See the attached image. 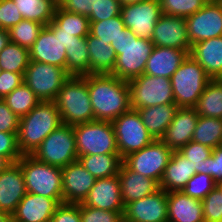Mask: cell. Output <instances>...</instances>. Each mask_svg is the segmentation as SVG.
Returning <instances> with one entry per match:
<instances>
[{"instance_id":"cell-23","label":"cell","mask_w":222,"mask_h":222,"mask_svg":"<svg viewBox=\"0 0 222 222\" xmlns=\"http://www.w3.org/2000/svg\"><path fill=\"white\" fill-rule=\"evenodd\" d=\"M118 177L124 206L160 189V184L156 180L132 171L124 163L121 164Z\"/></svg>"},{"instance_id":"cell-53","label":"cell","mask_w":222,"mask_h":222,"mask_svg":"<svg viewBox=\"0 0 222 222\" xmlns=\"http://www.w3.org/2000/svg\"><path fill=\"white\" fill-rule=\"evenodd\" d=\"M53 33L54 35H58V37L63 43V46H65V49H67L73 41L78 40V37L72 36L71 33L67 32H53Z\"/></svg>"},{"instance_id":"cell-19","label":"cell","mask_w":222,"mask_h":222,"mask_svg":"<svg viewBox=\"0 0 222 222\" xmlns=\"http://www.w3.org/2000/svg\"><path fill=\"white\" fill-rule=\"evenodd\" d=\"M83 204L97 209L124 212L118 175L96 179Z\"/></svg>"},{"instance_id":"cell-2","label":"cell","mask_w":222,"mask_h":222,"mask_svg":"<svg viewBox=\"0 0 222 222\" xmlns=\"http://www.w3.org/2000/svg\"><path fill=\"white\" fill-rule=\"evenodd\" d=\"M61 117L54 101H40L20 118L17 144L22 155H31L42 141L60 125Z\"/></svg>"},{"instance_id":"cell-52","label":"cell","mask_w":222,"mask_h":222,"mask_svg":"<svg viewBox=\"0 0 222 222\" xmlns=\"http://www.w3.org/2000/svg\"><path fill=\"white\" fill-rule=\"evenodd\" d=\"M205 174L217 183L222 181V145L213 149L212 155L206 158Z\"/></svg>"},{"instance_id":"cell-26","label":"cell","mask_w":222,"mask_h":222,"mask_svg":"<svg viewBox=\"0 0 222 222\" xmlns=\"http://www.w3.org/2000/svg\"><path fill=\"white\" fill-rule=\"evenodd\" d=\"M168 222H204L202 202L182 191L167 192Z\"/></svg>"},{"instance_id":"cell-30","label":"cell","mask_w":222,"mask_h":222,"mask_svg":"<svg viewBox=\"0 0 222 222\" xmlns=\"http://www.w3.org/2000/svg\"><path fill=\"white\" fill-rule=\"evenodd\" d=\"M47 27L52 32H67L75 37H87L90 33V21L87 16L67 12L59 6Z\"/></svg>"},{"instance_id":"cell-46","label":"cell","mask_w":222,"mask_h":222,"mask_svg":"<svg viewBox=\"0 0 222 222\" xmlns=\"http://www.w3.org/2000/svg\"><path fill=\"white\" fill-rule=\"evenodd\" d=\"M23 20L13 0H0V25L9 30Z\"/></svg>"},{"instance_id":"cell-5","label":"cell","mask_w":222,"mask_h":222,"mask_svg":"<svg viewBox=\"0 0 222 222\" xmlns=\"http://www.w3.org/2000/svg\"><path fill=\"white\" fill-rule=\"evenodd\" d=\"M17 163L21 166L28 193L53 198L58 204L63 203L60 167L42 163L31 155H22Z\"/></svg>"},{"instance_id":"cell-3","label":"cell","mask_w":222,"mask_h":222,"mask_svg":"<svg viewBox=\"0 0 222 222\" xmlns=\"http://www.w3.org/2000/svg\"><path fill=\"white\" fill-rule=\"evenodd\" d=\"M110 45L117 55L111 75L129 81L144 74L146 62L154 48L151 40L139 38L131 30L125 28L116 41Z\"/></svg>"},{"instance_id":"cell-15","label":"cell","mask_w":222,"mask_h":222,"mask_svg":"<svg viewBox=\"0 0 222 222\" xmlns=\"http://www.w3.org/2000/svg\"><path fill=\"white\" fill-rule=\"evenodd\" d=\"M167 192L161 188L153 194L124 206V222H168Z\"/></svg>"},{"instance_id":"cell-49","label":"cell","mask_w":222,"mask_h":222,"mask_svg":"<svg viewBox=\"0 0 222 222\" xmlns=\"http://www.w3.org/2000/svg\"><path fill=\"white\" fill-rule=\"evenodd\" d=\"M97 0H58V6L67 12L88 16L95 12Z\"/></svg>"},{"instance_id":"cell-11","label":"cell","mask_w":222,"mask_h":222,"mask_svg":"<svg viewBox=\"0 0 222 222\" xmlns=\"http://www.w3.org/2000/svg\"><path fill=\"white\" fill-rule=\"evenodd\" d=\"M70 77L64 68L29 61L24 83L41 101H54L64 82Z\"/></svg>"},{"instance_id":"cell-35","label":"cell","mask_w":222,"mask_h":222,"mask_svg":"<svg viewBox=\"0 0 222 222\" xmlns=\"http://www.w3.org/2000/svg\"><path fill=\"white\" fill-rule=\"evenodd\" d=\"M193 142L216 149L222 145V119L200 116L192 138Z\"/></svg>"},{"instance_id":"cell-33","label":"cell","mask_w":222,"mask_h":222,"mask_svg":"<svg viewBox=\"0 0 222 222\" xmlns=\"http://www.w3.org/2000/svg\"><path fill=\"white\" fill-rule=\"evenodd\" d=\"M194 109L200 116L222 119V79H211Z\"/></svg>"},{"instance_id":"cell-42","label":"cell","mask_w":222,"mask_h":222,"mask_svg":"<svg viewBox=\"0 0 222 222\" xmlns=\"http://www.w3.org/2000/svg\"><path fill=\"white\" fill-rule=\"evenodd\" d=\"M217 185V182L205 173H196L181 190L191 198L203 200Z\"/></svg>"},{"instance_id":"cell-18","label":"cell","mask_w":222,"mask_h":222,"mask_svg":"<svg viewBox=\"0 0 222 222\" xmlns=\"http://www.w3.org/2000/svg\"><path fill=\"white\" fill-rule=\"evenodd\" d=\"M199 114L194 108H178L174 119L160 139L173 151L192 141Z\"/></svg>"},{"instance_id":"cell-48","label":"cell","mask_w":222,"mask_h":222,"mask_svg":"<svg viewBox=\"0 0 222 222\" xmlns=\"http://www.w3.org/2000/svg\"><path fill=\"white\" fill-rule=\"evenodd\" d=\"M50 222H81L80 204H59Z\"/></svg>"},{"instance_id":"cell-7","label":"cell","mask_w":222,"mask_h":222,"mask_svg":"<svg viewBox=\"0 0 222 222\" xmlns=\"http://www.w3.org/2000/svg\"><path fill=\"white\" fill-rule=\"evenodd\" d=\"M36 160L60 168L78 160L72 125L61 124L31 154Z\"/></svg>"},{"instance_id":"cell-44","label":"cell","mask_w":222,"mask_h":222,"mask_svg":"<svg viewBox=\"0 0 222 222\" xmlns=\"http://www.w3.org/2000/svg\"><path fill=\"white\" fill-rule=\"evenodd\" d=\"M123 213L97 209L80 203L81 222H124Z\"/></svg>"},{"instance_id":"cell-56","label":"cell","mask_w":222,"mask_h":222,"mask_svg":"<svg viewBox=\"0 0 222 222\" xmlns=\"http://www.w3.org/2000/svg\"><path fill=\"white\" fill-rule=\"evenodd\" d=\"M0 222H12V215L9 213L0 211Z\"/></svg>"},{"instance_id":"cell-41","label":"cell","mask_w":222,"mask_h":222,"mask_svg":"<svg viewBox=\"0 0 222 222\" xmlns=\"http://www.w3.org/2000/svg\"><path fill=\"white\" fill-rule=\"evenodd\" d=\"M179 152L190 160L196 173H205L206 158L212 155L213 149L207 145L190 141Z\"/></svg>"},{"instance_id":"cell-12","label":"cell","mask_w":222,"mask_h":222,"mask_svg":"<svg viewBox=\"0 0 222 222\" xmlns=\"http://www.w3.org/2000/svg\"><path fill=\"white\" fill-rule=\"evenodd\" d=\"M172 153L173 150L160 139H154L148 146L125 157L123 163L132 171L160 183Z\"/></svg>"},{"instance_id":"cell-36","label":"cell","mask_w":222,"mask_h":222,"mask_svg":"<svg viewBox=\"0 0 222 222\" xmlns=\"http://www.w3.org/2000/svg\"><path fill=\"white\" fill-rule=\"evenodd\" d=\"M29 61V49L13 42L0 52V67L4 71L25 74Z\"/></svg>"},{"instance_id":"cell-28","label":"cell","mask_w":222,"mask_h":222,"mask_svg":"<svg viewBox=\"0 0 222 222\" xmlns=\"http://www.w3.org/2000/svg\"><path fill=\"white\" fill-rule=\"evenodd\" d=\"M178 110L175 103L138 109L143 124L154 139H161Z\"/></svg>"},{"instance_id":"cell-55","label":"cell","mask_w":222,"mask_h":222,"mask_svg":"<svg viewBox=\"0 0 222 222\" xmlns=\"http://www.w3.org/2000/svg\"><path fill=\"white\" fill-rule=\"evenodd\" d=\"M11 164L12 162L7 157L0 155V173L6 170Z\"/></svg>"},{"instance_id":"cell-29","label":"cell","mask_w":222,"mask_h":222,"mask_svg":"<svg viewBox=\"0 0 222 222\" xmlns=\"http://www.w3.org/2000/svg\"><path fill=\"white\" fill-rule=\"evenodd\" d=\"M90 57V74H111L115 68L117 55L110 44L92 36L86 37Z\"/></svg>"},{"instance_id":"cell-8","label":"cell","mask_w":222,"mask_h":222,"mask_svg":"<svg viewBox=\"0 0 222 222\" xmlns=\"http://www.w3.org/2000/svg\"><path fill=\"white\" fill-rule=\"evenodd\" d=\"M79 156L119 154L111 121L94 120L73 125Z\"/></svg>"},{"instance_id":"cell-6","label":"cell","mask_w":222,"mask_h":222,"mask_svg":"<svg viewBox=\"0 0 222 222\" xmlns=\"http://www.w3.org/2000/svg\"><path fill=\"white\" fill-rule=\"evenodd\" d=\"M170 80L177 107L194 108L211 78L204 68L188 55Z\"/></svg>"},{"instance_id":"cell-27","label":"cell","mask_w":222,"mask_h":222,"mask_svg":"<svg viewBox=\"0 0 222 222\" xmlns=\"http://www.w3.org/2000/svg\"><path fill=\"white\" fill-rule=\"evenodd\" d=\"M196 174L195 168L179 151H173L160 181V188L166 192L181 191Z\"/></svg>"},{"instance_id":"cell-45","label":"cell","mask_w":222,"mask_h":222,"mask_svg":"<svg viewBox=\"0 0 222 222\" xmlns=\"http://www.w3.org/2000/svg\"><path fill=\"white\" fill-rule=\"evenodd\" d=\"M121 8L120 0H97L95 12H91L87 17L90 22L108 20L119 16Z\"/></svg>"},{"instance_id":"cell-20","label":"cell","mask_w":222,"mask_h":222,"mask_svg":"<svg viewBox=\"0 0 222 222\" xmlns=\"http://www.w3.org/2000/svg\"><path fill=\"white\" fill-rule=\"evenodd\" d=\"M26 193L21 166L12 163L0 173V211L12 215Z\"/></svg>"},{"instance_id":"cell-58","label":"cell","mask_w":222,"mask_h":222,"mask_svg":"<svg viewBox=\"0 0 222 222\" xmlns=\"http://www.w3.org/2000/svg\"><path fill=\"white\" fill-rule=\"evenodd\" d=\"M216 187L219 189V191L222 193V181L218 182Z\"/></svg>"},{"instance_id":"cell-4","label":"cell","mask_w":222,"mask_h":222,"mask_svg":"<svg viewBox=\"0 0 222 222\" xmlns=\"http://www.w3.org/2000/svg\"><path fill=\"white\" fill-rule=\"evenodd\" d=\"M54 102L62 124L73 126L94 121L86 75L70 76L58 91Z\"/></svg>"},{"instance_id":"cell-17","label":"cell","mask_w":222,"mask_h":222,"mask_svg":"<svg viewBox=\"0 0 222 222\" xmlns=\"http://www.w3.org/2000/svg\"><path fill=\"white\" fill-rule=\"evenodd\" d=\"M151 42L154 46L191 50L185 18L162 14L155 24Z\"/></svg>"},{"instance_id":"cell-22","label":"cell","mask_w":222,"mask_h":222,"mask_svg":"<svg viewBox=\"0 0 222 222\" xmlns=\"http://www.w3.org/2000/svg\"><path fill=\"white\" fill-rule=\"evenodd\" d=\"M58 205L53 198L27 192L12 214V222H50Z\"/></svg>"},{"instance_id":"cell-39","label":"cell","mask_w":222,"mask_h":222,"mask_svg":"<svg viewBox=\"0 0 222 222\" xmlns=\"http://www.w3.org/2000/svg\"><path fill=\"white\" fill-rule=\"evenodd\" d=\"M125 28L121 14L108 20L90 22V34L105 44L115 42Z\"/></svg>"},{"instance_id":"cell-43","label":"cell","mask_w":222,"mask_h":222,"mask_svg":"<svg viewBox=\"0 0 222 222\" xmlns=\"http://www.w3.org/2000/svg\"><path fill=\"white\" fill-rule=\"evenodd\" d=\"M204 222H220L222 220V193L217 187L201 200Z\"/></svg>"},{"instance_id":"cell-10","label":"cell","mask_w":222,"mask_h":222,"mask_svg":"<svg viewBox=\"0 0 222 222\" xmlns=\"http://www.w3.org/2000/svg\"><path fill=\"white\" fill-rule=\"evenodd\" d=\"M118 153L122 159L148 146L154 138L143 124L138 110L130 109L112 121Z\"/></svg>"},{"instance_id":"cell-21","label":"cell","mask_w":222,"mask_h":222,"mask_svg":"<svg viewBox=\"0 0 222 222\" xmlns=\"http://www.w3.org/2000/svg\"><path fill=\"white\" fill-rule=\"evenodd\" d=\"M30 61L42 62L66 70V49L58 35L44 26L35 43L29 48Z\"/></svg>"},{"instance_id":"cell-9","label":"cell","mask_w":222,"mask_h":222,"mask_svg":"<svg viewBox=\"0 0 222 222\" xmlns=\"http://www.w3.org/2000/svg\"><path fill=\"white\" fill-rule=\"evenodd\" d=\"M133 110L175 103L170 78L142 74L128 81Z\"/></svg>"},{"instance_id":"cell-57","label":"cell","mask_w":222,"mask_h":222,"mask_svg":"<svg viewBox=\"0 0 222 222\" xmlns=\"http://www.w3.org/2000/svg\"><path fill=\"white\" fill-rule=\"evenodd\" d=\"M141 1H145V0H120L122 6L126 4L139 3Z\"/></svg>"},{"instance_id":"cell-54","label":"cell","mask_w":222,"mask_h":222,"mask_svg":"<svg viewBox=\"0 0 222 222\" xmlns=\"http://www.w3.org/2000/svg\"><path fill=\"white\" fill-rule=\"evenodd\" d=\"M10 42L8 30L0 29V52Z\"/></svg>"},{"instance_id":"cell-25","label":"cell","mask_w":222,"mask_h":222,"mask_svg":"<svg viewBox=\"0 0 222 222\" xmlns=\"http://www.w3.org/2000/svg\"><path fill=\"white\" fill-rule=\"evenodd\" d=\"M189 55L211 79H222V36L195 43Z\"/></svg>"},{"instance_id":"cell-47","label":"cell","mask_w":222,"mask_h":222,"mask_svg":"<svg viewBox=\"0 0 222 222\" xmlns=\"http://www.w3.org/2000/svg\"><path fill=\"white\" fill-rule=\"evenodd\" d=\"M0 155L12 163H17L22 157L17 144V133L0 132Z\"/></svg>"},{"instance_id":"cell-32","label":"cell","mask_w":222,"mask_h":222,"mask_svg":"<svg viewBox=\"0 0 222 222\" xmlns=\"http://www.w3.org/2000/svg\"><path fill=\"white\" fill-rule=\"evenodd\" d=\"M23 19L47 26L54 18L58 0H13Z\"/></svg>"},{"instance_id":"cell-38","label":"cell","mask_w":222,"mask_h":222,"mask_svg":"<svg viewBox=\"0 0 222 222\" xmlns=\"http://www.w3.org/2000/svg\"><path fill=\"white\" fill-rule=\"evenodd\" d=\"M45 25L23 19L8 30L10 42L29 49L36 41Z\"/></svg>"},{"instance_id":"cell-31","label":"cell","mask_w":222,"mask_h":222,"mask_svg":"<svg viewBox=\"0 0 222 222\" xmlns=\"http://www.w3.org/2000/svg\"><path fill=\"white\" fill-rule=\"evenodd\" d=\"M78 161L96 179L118 175L123 159L119 154H94L79 156Z\"/></svg>"},{"instance_id":"cell-50","label":"cell","mask_w":222,"mask_h":222,"mask_svg":"<svg viewBox=\"0 0 222 222\" xmlns=\"http://www.w3.org/2000/svg\"><path fill=\"white\" fill-rule=\"evenodd\" d=\"M20 118L0 99V132L18 133Z\"/></svg>"},{"instance_id":"cell-34","label":"cell","mask_w":222,"mask_h":222,"mask_svg":"<svg viewBox=\"0 0 222 222\" xmlns=\"http://www.w3.org/2000/svg\"><path fill=\"white\" fill-rule=\"evenodd\" d=\"M66 72L70 76L90 74V57L86 37H78L66 49Z\"/></svg>"},{"instance_id":"cell-40","label":"cell","mask_w":222,"mask_h":222,"mask_svg":"<svg viewBox=\"0 0 222 222\" xmlns=\"http://www.w3.org/2000/svg\"><path fill=\"white\" fill-rule=\"evenodd\" d=\"M208 0H160L162 14L188 17L199 11Z\"/></svg>"},{"instance_id":"cell-13","label":"cell","mask_w":222,"mask_h":222,"mask_svg":"<svg viewBox=\"0 0 222 222\" xmlns=\"http://www.w3.org/2000/svg\"><path fill=\"white\" fill-rule=\"evenodd\" d=\"M191 46L210 38L222 36V5L208 0L196 13L185 18Z\"/></svg>"},{"instance_id":"cell-37","label":"cell","mask_w":222,"mask_h":222,"mask_svg":"<svg viewBox=\"0 0 222 222\" xmlns=\"http://www.w3.org/2000/svg\"><path fill=\"white\" fill-rule=\"evenodd\" d=\"M6 105L19 118L27 115L41 100L23 82L3 98Z\"/></svg>"},{"instance_id":"cell-14","label":"cell","mask_w":222,"mask_h":222,"mask_svg":"<svg viewBox=\"0 0 222 222\" xmlns=\"http://www.w3.org/2000/svg\"><path fill=\"white\" fill-rule=\"evenodd\" d=\"M121 16L125 27L137 37L151 40L155 24L162 15L160 0H145L123 5Z\"/></svg>"},{"instance_id":"cell-16","label":"cell","mask_w":222,"mask_h":222,"mask_svg":"<svg viewBox=\"0 0 222 222\" xmlns=\"http://www.w3.org/2000/svg\"><path fill=\"white\" fill-rule=\"evenodd\" d=\"M61 173L63 203H83L96 178L78 160L61 168Z\"/></svg>"},{"instance_id":"cell-1","label":"cell","mask_w":222,"mask_h":222,"mask_svg":"<svg viewBox=\"0 0 222 222\" xmlns=\"http://www.w3.org/2000/svg\"><path fill=\"white\" fill-rule=\"evenodd\" d=\"M86 82L94 120L112 122L131 109L128 81L111 74H89Z\"/></svg>"},{"instance_id":"cell-24","label":"cell","mask_w":222,"mask_h":222,"mask_svg":"<svg viewBox=\"0 0 222 222\" xmlns=\"http://www.w3.org/2000/svg\"><path fill=\"white\" fill-rule=\"evenodd\" d=\"M189 53L190 50L154 46L144 74L171 78Z\"/></svg>"},{"instance_id":"cell-51","label":"cell","mask_w":222,"mask_h":222,"mask_svg":"<svg viewBox=\"0 0 222 222\" xmlns=\"http://www.w3.org/2000/svg\"><path fill=\"white\" fill-rule=\"evenodd\" d=\"M24 82V74L2 70L0 74V99L10 94Z\"/></svg>"}]
</instances>
